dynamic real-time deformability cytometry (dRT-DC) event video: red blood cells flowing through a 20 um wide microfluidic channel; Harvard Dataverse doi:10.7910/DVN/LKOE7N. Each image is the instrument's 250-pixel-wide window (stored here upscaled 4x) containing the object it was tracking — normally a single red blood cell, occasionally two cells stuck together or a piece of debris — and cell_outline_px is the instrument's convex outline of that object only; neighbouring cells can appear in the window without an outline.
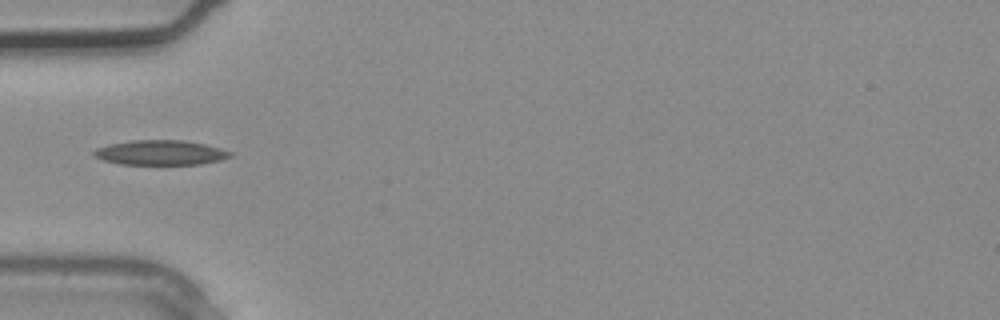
{"species": "common noctule bat (a hibernating species)", "species_latin": "Nyctalus noctula", "temperature_condition": "warm", "stored_images_in_passage": 2, "camera_frame_rate_fps": 3000, "um_per_image_px": 0.085, "animal": {"sex": "male", "body_mass_g": 20.4}, "frame": {"image": 1, "passage_image": 2, "time_ms": 0.333, "image_size_px": [1000, 320], "cell_outline_px": [[232, 156], [220, 160], [200, 164], [120, 164], [104, 160], [92, 156], [92, 152], [96, 148], [108, 144], [132, 140], [184, 140], [204, 144], [220, 148], [232, 152]], "centroid_in_image_um": [13.61, 12.97], "position_along_channel_um": 71.4, "area_um2": 19.71}}